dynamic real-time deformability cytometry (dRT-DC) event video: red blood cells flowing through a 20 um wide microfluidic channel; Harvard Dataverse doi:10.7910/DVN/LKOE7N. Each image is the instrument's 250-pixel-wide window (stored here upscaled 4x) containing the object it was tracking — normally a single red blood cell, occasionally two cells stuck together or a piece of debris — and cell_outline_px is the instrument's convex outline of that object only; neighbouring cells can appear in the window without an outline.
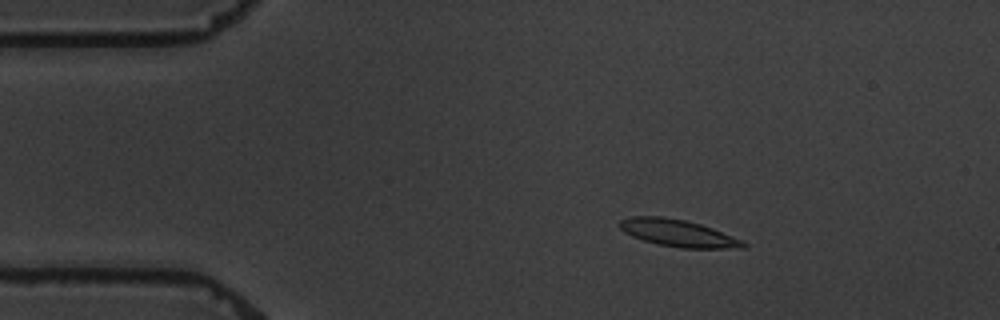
{"species": "common noctule bat (a hibernating species)", "species_latin": "Nyctalus noctula", "temperature_condition": "warm", "stored_images_in_passage": 5, "camera_frame_rate_fps": 3000, "um_per_image_px": 0.085, "animal": {"sex": "male", "body_mass_g": 19.5, "forearm_length_mm": 54.6}, "frame": {"image": 1, "passage_image": 2, "time_ms": 2.0, "image_size_px": [1000, 320], "cell_outline_px": [[748, 248], [680, 248], [660, 244], [644, 240], [632, 236], [624, 232], [620, 228], [620, 220], [632, 216], [664, 216], [684, 220], [700, 224], [712, 228], [744, 240], [748, 244]], "centroid_in_image_um": [57.68, 19.81], "position_along_channel_um": 27.3, "area_um2": 19.48}}
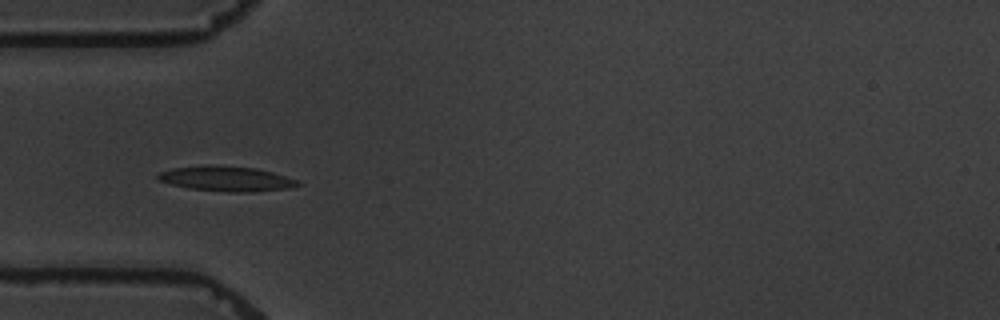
{"frame": {"image": 2, "passage_image": 4, "time_ms": 4.667, "image_size_px": [1000, 320], "cell_outline_px": [[300, 184], [288, 188], [252, 192], [228, 192], [188, 188], [172, 184], [160, 180], [156, 176], [160, 172], [172, 168], [204, 164], [208, 164], [256, 168], [272, 172], [296, 180]], "centroid_in_image_um": [19.2, 15.18], "position_along_channel_um": 65.8, "area_um2": 20.29}}